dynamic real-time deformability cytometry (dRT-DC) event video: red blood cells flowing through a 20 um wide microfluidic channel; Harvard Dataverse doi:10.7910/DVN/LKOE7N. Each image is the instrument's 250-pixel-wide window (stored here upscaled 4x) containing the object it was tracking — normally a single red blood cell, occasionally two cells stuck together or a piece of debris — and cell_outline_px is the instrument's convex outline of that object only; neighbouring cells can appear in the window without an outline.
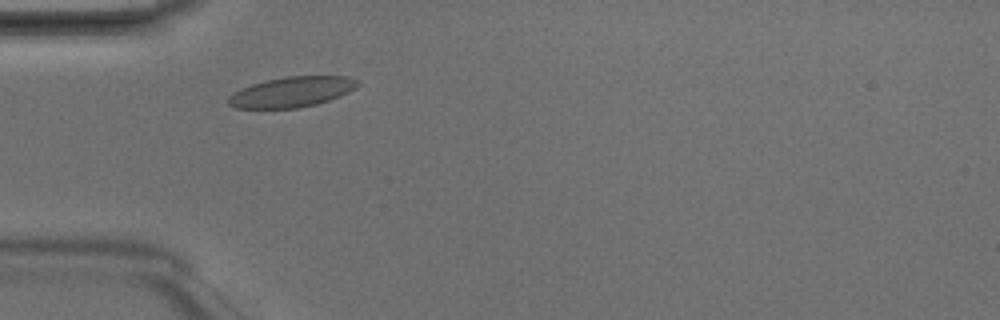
{"species": "Egyptian fruit bat (a non-hibernating species)", "species_latin": "Rousettus aegyptiacus", "temperature_condition": "room temperature", "stored_images_in_passage": 2, "camera_frame_rate_fps": 3000, "um_per_image_px": 0.085, "animal": {"sex": "male"}, "frame": {"image": 1, "passage_image": 2, "time_ms": 0.333, "image_size_px": [1000, 320], "cell_outline_px": [[360, 84], [356, 88], [340, 96], [316, 104], [296, 108], [236, 108], [228, 104], [228, 96], [252, 84], [268, 80], [288, 76], [348, 76], [360, 80]], "centroid_in_image_um": [24.86, 7.81], "position_along_channel_um": 60.1, "area_um2": 22.66}}